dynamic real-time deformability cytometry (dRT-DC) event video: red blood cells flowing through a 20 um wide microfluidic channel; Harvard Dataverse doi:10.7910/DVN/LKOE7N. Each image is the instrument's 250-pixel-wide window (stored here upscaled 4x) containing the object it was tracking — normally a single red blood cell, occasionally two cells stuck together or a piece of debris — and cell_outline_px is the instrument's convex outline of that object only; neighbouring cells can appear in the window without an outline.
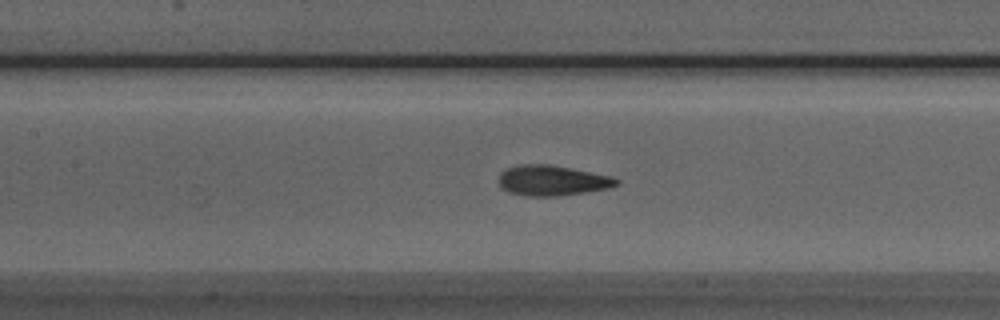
{"species": "Egyptian fruit bat (a non-hibernating species)", "species_latin": "Rousettus aegyptiacus", "temperature_condition": "room temperature", "stored_images_in_passage": 47, "camera_frame_rate_fps": 3000, "um_per_image_px": 0.085, "animal": {"sex": "male"}, "frame": {"image": 1, "passage_image": 23, "time_ms": 7.333, "image_size_px": [1000, 320], "cell_outline_px": [[620, 184], [608, 188], [584, 192], [556, 196], [524, 196], [508, 192], [500, 188], [500, 172], [508, 168], [524, 164], [548, 164], [612, 176], [620, 180]], "centroid_in_image_um": [46.94, 15.35], "position_along_channel_um": 160.5, "area_um2": 20.69}}
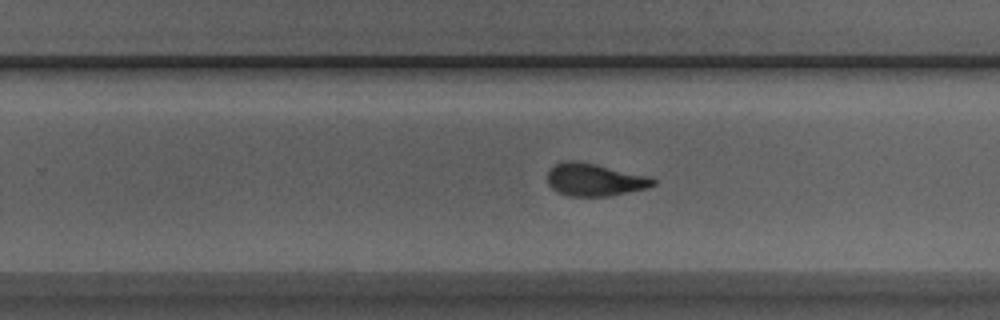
{"frame": {"image": 2, "passage_image": 32, "time_ms": 10.333, "image_size_px": [1000, 320], "cell_outline_px": [[656, 184], [648, 188], [608, 196], [568, 196], [556, 192], [548, 184], [548, 172], [556, 164], [564, 160], [576, 160], [596, 164], [648, 176], [656, 180]], "centroid_in_image_um": [50.53, 15.28], "position_along_channel_um": 279.3, "area_um2": 20.06}}
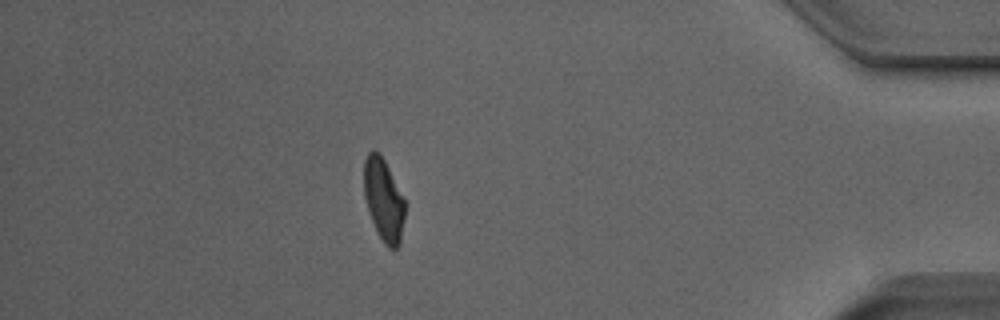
{"frame": {"image": 3, "passage_image": 45, "time_ms": 14.667, "image_size_px": [1000, 320], "cell_outline_px": [[404, 216], [400, 244], [396, 248], [388, 248], [384, 244], [372, 220], [364, 196], [364, 160], [368, 152], [372, 148], [380, 152], [404, 200]], "centroid_in_image_um": [32.59, 16.95], "position_along_channel_um": 402.6, "area_um2": 19.31}, "authors_computed_cell_mechanics": {"area_um2": 20.4034, "velocity_mm_per_s": 3.9744, "shape_relaxation_time_tau1_ms": 6.0954, "shape_relaxation_time_tau2_ms": 1.1193, "deformation_change_tau1": 0.1869, "deformation_change_tau2": 0.0759}}